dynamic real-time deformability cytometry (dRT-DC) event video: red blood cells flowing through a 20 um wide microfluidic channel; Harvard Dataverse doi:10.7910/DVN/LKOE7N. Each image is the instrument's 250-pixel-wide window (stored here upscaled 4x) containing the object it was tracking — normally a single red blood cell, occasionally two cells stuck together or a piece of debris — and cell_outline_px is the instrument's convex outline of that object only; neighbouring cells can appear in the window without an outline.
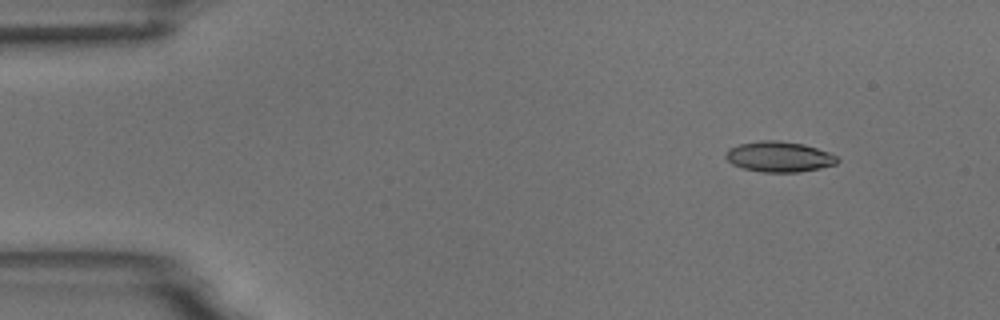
{"species": "common noctule bat (a hibernating species)", "species_latin": "Nyctalus noctula", "temperature_condition": "room temperature", "stored_images_in_passage": 4, "camera_frame_rate_fps": 3000, "um_per_image_px": 0.085, "animal": {"sex": "male", "body_mass_g": 18.8}, "frame": {"image": 1, "passage_image": 2, "time_ms": 1.333, "image_size_px": [1000, 320], "cell_outline_px": [[840, 160], [836, 164], [820, 168], [800, 172], [760, 172], [744, 168], [732, 164], [724, 156], [724, 152], [728, 148], [740, 144], [764, 140], [776, 140], [804, 144], [828, 152], [836, 156]], "centroid_in_image_um": [66.21, 13.32], "position_along_channel_um": 18.8, "area_um2": 19.83}}
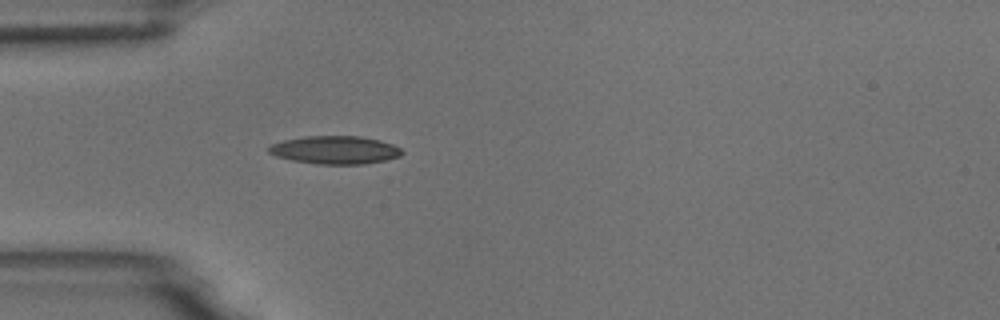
{"frame": {"image": 2, "passage_image": 4, "time_ms": 4.667, "image_size_px": [1000, 320], "cell_outline_px": [[404, 152], [400, 156], [384, 160], [364, 164], [316, 164], [292, 160], [276, 156], [268, 152], [268, 148], [272, 144], [284, 140], [304, 136], [360, 136], [380, 140], [392, 144], [400, 148]], "centroid_in_image_um": [28.48, 12.74], "position_along_channel_um": 56.5, "area_um2": 21.73}}